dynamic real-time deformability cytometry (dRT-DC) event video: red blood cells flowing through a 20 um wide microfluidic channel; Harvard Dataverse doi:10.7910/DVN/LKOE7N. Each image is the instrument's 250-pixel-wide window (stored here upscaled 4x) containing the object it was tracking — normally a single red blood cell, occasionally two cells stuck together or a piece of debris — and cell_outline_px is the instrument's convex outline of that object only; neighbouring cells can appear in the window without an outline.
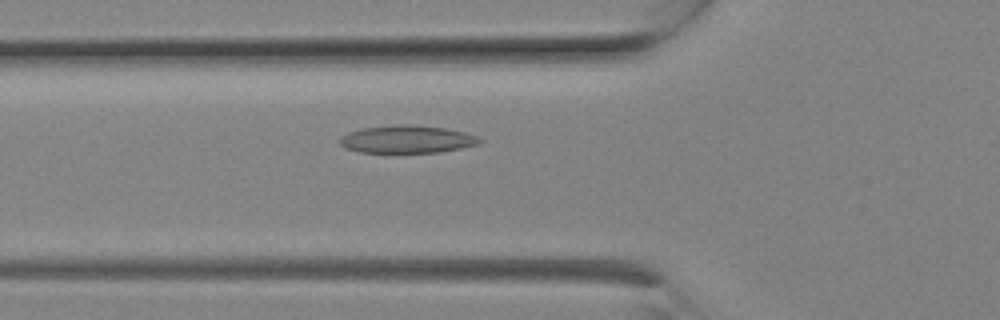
{"species": "Egyptian fruit bat (a non-hibernating species)", "species_latin": "Rousettus aegyptiacus", "temperature_condition": "room temperature", "stored_images_in_passage": 5, "camera_frame_rate_fps": 3000, "um_per_image_px": 0.085, "animal": {"sex": "female"}, "frame": {"image": 1, "passage_image": 5, "time_ms": 1.333, "image_size_px": [1000, 320], "cell_outline_px": [[484, 140], [480, 144], [440, 152], [360, 152], [344, 148], [340, 144], [340, 136], [348, 132], [364, 128], [396, 124], [408, 124], [444, 128], [464, 132], [476, 136]], "centroid_in_image_um": [34.59, 11.83], "position_along_channel_um": 91.2, "area_um2": 22.48}}